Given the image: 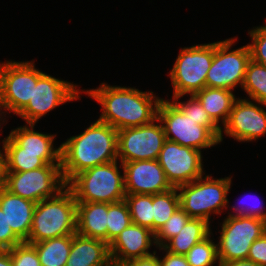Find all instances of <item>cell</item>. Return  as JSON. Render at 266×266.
I'll list each match as a JSON object with an SVG mask.
<instances>
[{
	"label": "cell",
	"instance_id": "31",
	"mask_svg": "<svg viewBox=\"0 0 266 266\" xmlns=\"http://www.w3.org/2000/svg\"><path fill=\"white\" fill-rule=\"evenodd\" d=\"M212 235L213 232H211L202 241L196 243L185 254L186 260L190 266H218L219 259L217 244L212 240Z\"/></svg>",
	"mask_w": 266,
	"mask_h": 266
},
{
	"label": "cell",
	"instance_id": "29",
	"mask_svg": "<svg viewBox=\"0 0 266 266\" xmlns=\"http://www.w3.org/2000/svg\"><path fill=\"white\" fill-rule=\"evenodd\" d=\"M132 223L153 231V195L126 194Z\"/></svg>",
	"mask_w": 266,
	"mask_h": 266
},
{
	"label": "cell",
	"instance_id": "22",
	"mask_svg": "<svg viewBox=\"0 0 266 266\" xmlns=\"http://www.w3.org/2000/svg\"><path fill=\"white\" fill-rule=\"evenodd\" d=\"M193 96L220 128L227 123L233 104L238 98L232 90L211 87H204Z\"/></svg>",
	"mask_w": 266,
	"mask_h": 266
},
{
	"label": "cell",
	"instance_id": "39",
	"mask_svg": "<svg viewBox=\"0 0 266 266\" xmlns=\"http://www.w3.org/2000/svg\"><path fill=\"white\" fill-rule=\"evenodd\" d=\"M123 266H161L157 252L143 258H135L123 264Z\"/></svg>",
	"mask_w": 266,
	"mask_h": 266
},
{
	"label": "cell",
	"instance_id": "5",
	"mask_svg": "<svg viewBox=\"0 0 266 266\" xmlns=\"http://www.w3.org/2000/svg\"><path fill=\"white\" fill-rule=\"evenodd\" d=\"M232 178H214L212 174H205L197 180L178 186L180 207L191 218L206 220L211 225V215H220L227 209Z\"/></svg>",
	"mask_w": 266,
	"mask_h": 266
},
{
	"label": "cell",
	"instance_id": "8",
	"mask_svg": "<svg viewBox=\"0 0 266 266\" xmlns=\"http://www.w3.org/2000/svg\"><path fill=\"white\" fill-rule=\"evenodd\" d=\"M237 37L214 42V57L207 72L206 87L234 91L243 85L250 58L248 45L231 49Z\"/></svg>",
	"mask_w": 266,
	"mask_h": 266
},
{
	"label": "cell",
	"instance_id": "9",
	"mask_svg": "<svg viewBox=\"0 0 266 266\" xmlns=\"http://www.w3.org/2000/svg\"><path fill=\"white\" fill-rule=\"evenodd\" d=\"M66 185L61 163L25 172H4V187L12 194L35 203L56 196Z\"/></svg>",
	"mask_w": 266,
	"mask_h": 266
},
{
	"label": "cell",
	"instance_id": "15",
	"mask_svg": "<svg viewBox=\"0 0 266 266\" xmlns=\"http://www.w3.org/2000/svg\"><path fill=\"white\" fill-rule=\"evenodd\" d=\"M265 107V108H264ZM237 142L256 141L266 134V105L246 99L237 98L233 104L227 123L221 128L219 144L224 135Z\"/></svg>",
	"mask_w": 266,
	"mask_h": 266
},
{
	"label": "cell",
	"instance_id": "28",
	"mask_svg": "<svg viewBox=\"0 0 266 266\" xmlns=\"http://www.w3.org/2000/svg\"><path fill=\"white\" fill-rule=\"evenodd\" d=\"M182 97L184 96L172 97L170 100L183 114L197 121L198 125L204 126L219 141L221 128L209 117L200 102L193 95H190L187 101H180Z\"/></svg>",
	"mask_w": 266,
	"mask_h": 266
},
{
	"label": "cell",
	"instance_id": "3",
	"mask_svg": "<svg viewBox=\"0 0 266 266\" xmlns=\"http://www.w3.org/2000/svg\"><path fill=\"white\" fill-rule=\"evenodd\" d=\"M77 201L66 186L56 196L36 203L26 243H37L76 233Z\"/></svg>",
	"mask_w": 266,
	"mask_h": 266
},
{
	"label": "cell",
	"instance_id": "30",
	"mask_svg": "<svg viewBox=\"0 0 266 266\" xmlns=\"http://www.w3.org/2000/svg\"><path fill=\"white\" fill-rule=\"evenodd\" d=\"M131 223L132 219L125 200L108 203L107 244L109 245Z\"/></svg>",
	"mask_w": 266,
	"mask_h": 266
},
{
	"label": "cell",
	"instance_id": "34",
	"mask_svg": "<svg viewBox=\"0 0 266 266\" xmlns=\"http://www.w3.org/2000/svg\"><path fill=\"white\" fill-rule=\"evenodd\" d=\"M266 20V19H265ZM252 43H248L250 58L266 68V25L248 30Z\"/></svg>",
	"mask_w": 266,
	"mask_h": 266
},
{
	"label": "cell",
	"instance_id": "14",
	"mask_svg": "<svg viewBox=\"0 0 266 266\" xmlns=\"http://www.w3.org/2000/svg\"><path fill=\"white\" fill-rule=\"evenodd\" d=\"M203 151L166 140L157 161L172 187L190 183L206 174Z\"/></svg>",
	"mask_w": 266,
	"mask_h": 266
},
{
	"label": "cell",
	"instance_id": "43",
	"mask_svg": "<svg viewBox=\"0 0 266 266\" xmlns=\"http://www.w3.org/2000/svg\"><path fill=\"white\" fill-rule=\"evenodd\" d=\"M5 117H6V116H5L4 112H3V109H2V106H1V102H0V132L2 131V130H1V128H2L1 125H4L5 122L7 123ZM1 123H2V124H1Z\"/></svg>",
	"mask_w": 266,
	"mask_h": 266
},
{
	"label": "cell",
	"instance_id": "17",
	"mask_svg": "<svg viewBox=\"0 0 266 266\" xmlns=\"http://www.w3.org/2000/svg\"><path fill=\"white\" fill-rule=\"evenodd\" d=\"M157 248L155 233L148 228L131 223L109 244L110 258L113 264L125 262L154 254L151 247Z\"/></svg>",
	"mask_w": 266,
	"mask_h": 266
},
{
	"label": "cell",
	"instance_id": "13",
	"mask_svg": "<svg viewBox=\"0 0 266 266\" xmlns=\"http://www.w3.org/2000/svg\"><path fill=\"white\" fill-rule=\"evenodd\" d=\"M166 141L164 128L158 118L151 123L118 130V160L122 163L155 160Z\"/></svg>",
	"mask_w": 266,
	"mask_h": 266
},
{
	"label": "cell",
	"instance_id": "20",
	"mask_svg": "<svg viewBox=\"0 0 266 266\" xmlns=\"http://www.w3.org/2000/svg\"><path fill=\"white\" fill-rule=\"evenodd\" d=\"M109 245L100 239L72 235L71 250L65 266H110Z\"/></svg>",
	"mask_w": 266,
	"mask_h": 266
},
{
	"label": "cell",
	"instance_id": "21",
	"mask_svg": "<svg viewBox=\"0 0 266 266\" xmlns=\"http://www.w3.org/2000/svg\"><path fill=\"white\" fill-rule=\"evenodd\" d=\"M108 203L77 202L76 233L107 243Z\"/></svg>",
	"mask_w": 266,
	"mask_h": 266
},
{
	"label": "cell",
	"instance_id": "23",
	"mask_svg": "<svg viewBox=\"0 0 266 266\" xmlns=\"http://www.w3.org/2000/svg\"><path fill=\"white\" fill-rule=\"evenodd\" d=\"M35 126L25 124L11 129L9 136L22 148V152L61 153V146L55 147L53 143L56 135L35 131Z\"/></svg>",
	"mask_w": 266,
	"mask_h": 266
},
{
	"label": "cell",
	"instance_id": "24",
	"mask_svg": "<svg viewBox=\"0 0 266 266\" xmlns=\"http://www.w3.org/2000/svg\"><path fill=\"white\" fill-rule=\"evenodd\" d=\"M211 226L206 220L191 218L163 248L172 254L185 255L196 243L212 232Z\"/></svg>",
	"mask_w": 266,
	"mask_h": 266
},
{
	"label": "cell",
	"instance_id": "11",
	"mask_svg": "<svg viewBox=\"0 0 266 266\" xmlns=\"http://www.w3.org/2000/svg\"><path fill=\"white\" fill-rule=\"evenodd\" d=\"M217 237L219 262L247 259L253 242L266 232V222L249 216L224 217Z\"/></svg>",
	"mask_w": 266,
	"mask_h": 266
},
{
	"label": "cell",
	"instance_id": "7",
	"mask_svg": "<svg viewBox=\"0 0 266 266\" xmlns=\"http://www.w3.org/2000/svg\"><path fill=\"white\" fill-rule=\"evenodd\" d=\"M33 61L0 62V102L5 116L18 115L29 103L33 83L43 74Z\"/></svg>",
	"mask_w": 266,
	"mask_h": 266
},
{
	"label": "cell",
	"instance_id": "32",
	"mask_svg": "<svg viewBox=\"0 0 266 266\" xmlns=\"http://www.w3.org/2000/svg\"><path fill=\"white\" fill-rule=\"evenodd\" d=\"M190 219L191 217L179 207L155 233L157 247H163L171 238L176 236Z\"/></svg>",
	"mask_w": 266,
	"mask_h": 266
},
{
	"label": "cell",
	"instance_id": "36",
	"mask_svg": "<svg viewBox=\"0 0 266 266\" xmlns=\"http://www.w3.org/2000/svg\"><path fill=\"white\" fill-rule=\"evenodd\" d=\"M23 241L12 231L5 214L0 208V250H9Z\"/></svg>",
	"mask_w": 266,
	"mask_h": 266
},
{
	"label": "cell",
	"instance_id": "2",
	"mask_svg": "<svg viewBox=\"0 0 266 266\" xmlns=\"http://www.w3.org/2000/svg\"><path fill=\"white\" fill-rule=\"evenodd\" d=\"M118 130L98 119L61 146V171L67 184L75 175L118 160Z\"/></svg>",
	"mask_w": 266,
	"mask_h": 266
},
{
	"label": "cell",
	"instance_id": "4",
	"mask_svg": "<svg viewBox=\"0 0 266 266\" xmlns=\"http://www.w3.org/2000/svg\"><path fill=\"white\" fill-rule=\"evenodd\" d=\"M119 162L116 160L84 170L75 175L66 186L72 191L77 202L122 201L126 191L124 168L122 162Z\"/></svg>",
	"mask_w": 266,
	"mask_h": 266
},
{
	"label": "cell",
	"instance_id": "33",
	"mask_svg": "<svg viewBox=\"0 0 266 266\" xmlns=\"http://www.w3.org/2000/svg\"><path fill=\"white\" fill-rule=\"evenodd\" d=\"M247 195L244 196V199L242 197L241 200L239 201V203L237 202V206L235 204V206L233 205V206L230 207L229 206L230 205L229 204V200H228L227 209L228 210H231V209L233 210V213L232 212H230V213L228 212V216H234V217L249 216V217L261 219V220L266 222V211L263 210L264 209V207L262 205L263 202H260L259 201L260 200L259 197L258 196L256 197V195H251V194H250V196H247ZM245 198H246V200L250 199V201L252 199L253 202L251 204L250 203L247 204V201L245 200Z\"/></svg>",
	"mask_w": 266,
	"mask_h": 266
},
{
	"label": "cell",
	"instance_id": "37",
	"mask_svg": "<svg viewBox=\"0 0 266 266\" xmlns=\"http://www.w3.org/2000/svg\"><path fill=\"white\" fill-rule=\"evenodd\" d=\"M247 259L259 266H266V232L253 242Z\"/></svg>",
	"mask_w": 266,
	"mask_h": 266
},
{
	"label": "cell",
	"instance_id": "25",
	"mask_svg": "<svg viewBox=\"0 0 266 266\" xmlns=\"http://www.w3.org/2000/svg\"><path fill=\"white\" fill-rule=\"evenodd\" d=\"M29 244L36 249L41 266H65L71 250L72 235Z\"/></svg>",
	"mask_w": 266,
	"mask_h": 266
},
{
	"label": "cell",
	"instance_id": "12",
	"mask_svg": "<svg viewBox=\"0 0 266 266\" xmlns=\"http://www.w3.org/2000/svg\"><path fill=\"white\" fill-rule=\"evenodd\" d=\"M157 118L164 128L168 141L200 151L219 144L204 126L198 125L197 121L183 114L170 99H161Z\"/></svg>",
	"mask_w": 266,
	"mask_h": 266
},
{
	"label": "cell",
	"instance_id": "10",
	"mask_svg": "<svg viewBox=\"0 0 266 266\" xmlns=\"http://www.w3.org/2000/svg\"><path fill=\"white\" fill-rule=\"evenodd\" d=\"M73 82L65 81L43 73L33 83V93L28 105L17 115L22 117L26 124H36L56 107L77 101L83 90Z\"/></svg>",
	"mask_w": 266,
	"mask_h": 266
},
{
	"label": "cell",
	"instance_id": "40",
	"mask_svg": "<svg viewBox=\"0 0 266 266\" xmlns=\"http://www.w3.org/2000/svg\"><path fill=\"white\" fill-rule=\"evenodd\" d=\"M218 266H259V265L248 259H243L236 261L219 262Z\"/></svg>",
	"mask_w": 266,
	"mask_h": 266
},
{
	"label": "cell",
	"instance_id": "6",
	"mask_svg": "<svg viewBox=\"0 0 266 266\" xmlns=\"http://www.w3.org/2000/svg\"><path fill=\"white\" fill-rule=\"evenodd\" d=\"M168 76L172 97L194 95L206 87V77L214 57V42L180 48Z\"/></svg>",
	"mask_w": 266,
	"mask_h": 266
},
{
	"label": "cell",
	"instance_id": "16",
	"mask_svg": "<svg viewBox=\"0 0 266 266\" xmlns=\"http://www.w3.org/2000/svg\"><path fill=\"white\" fill-rule=\"evenodd\" d=\"M126 194L153 195L169 191L173 187L167 181L157 159L122 163Z\"/></svg>",
	"mask_w": 266,
	"mask_h": 266
},
{
	"label": "cell",
	"instance_id": "41",
	"mask_svg": "<svg viewBox=\"0 0 266 266\" xmlns=\"http://www.w3.org/2000/svg\"><path fill=\"white\" fill-rule=\"evenodd\" d=\"M0 266H13L9 250H0Z\"/></svg>",
	"mask_w": 266,
	"mask_h": 266
},
{
	"label": "cell",
	"instance_id": "38",
	"mask_svg": "<svg viewBox=\"0 0 266 266\" xmlns=\"http://www.w3.org/2000/svg\"><path fill=\"white\" fill-rule=\"evenodd\" d=\"M156 249H159V251H163L162 254L165 253V255L158 256L161 266H190V264L187 262L185 255H176L169 253L166 251L163 247H157Z\"/></svg>",
	"mask_w": 266,
	"mask_h": 266
},
{
	"label": "cell",
	"instance_id": "19",
	"mask_svg": "<svg viewBox=\"0 0 266 266\" xmlns=\"http://www.w3.org/2000/svg\"><path fill=\"white\" fill-rule=\"evenodd\" d=\"M4 172H25L61 163V153L22 152V148L8 135L2 139Z\"/></svg>",
	"mask_w": 266,
	"mask_h": 266
},
{
	"label": "cell",
	"instance_id": "27",
	"mask_svg": "<svg viewBox=\"0 0 266 266\" xmlns=\"http://www.w3.org/2000/svg\"><path fill=\"white\" fill-rule=\"evenodd\" d=\"M179 207L177 187L163 193L153 194V232L156 233Z\"/></svg>",
	"mask_w": 266,
	"mask_h": 266
},
{
	"label": "cell",
	"instance_id": "35",
	"mask_svg": "<svg viewBox=\"0 0 266 266\" xmlns=\"http://www.w3.org/2000/svg\"><path fill=\"white\" fill-rule=\"evenodd\" d=\"M13 266H41L36 249L22 242L9 249Z\"/></svg>",
	"mask_w": 266,
	"mask_h": 266
},
{
	"label": "cell",
	"instance_id": "18",
	"mask_svg": "<svg viewBox=\"0 0 266 266\" xmlns=\"http://www.w3.org/2000/svg\"><path fill=\"white\" fill-rule=\"evenodd\" d=\"M36 203L12 194L4 186L0 187V208L12 231L23 241L28 240Z\"/></svg>",
	"mask_w": 266,
	"mask_h": 266
},
{
	"label": "cell",
	"instance_id": "1",
	"mask_svg": "<svg viewBox=\"0 0 266 266\" xmlns=\"http://www.w3.org/2000/svg\"><path fill=\"white\" fill-rule=\"evenodd\" d=\"M83 93L101 105L98 120L117 130L142 126L157 118V109L162 98L153 91L135 87L111 86L100 83L95 89H83Z\"/></svg>",
	"mask_w": 266,
	"mask_h": 266
},
{
	"label": "cell",
	"instance_id": "42",
	"mask_svg": "<svg viewBox=\"0 0 266 266\" xmlns=\"http://www.w3.org/2000/svg\"><path fill=\"white\" fill-rule=\"evenodd\" d=\"M4 186V155L0 148V187Z\"/></svg>",
	"mask_w": 266,
	"mask_h": 266
},
{
	"label": "cell",
	"instance_id": "26",
	"mask_svg": "<svg viewBox=\"0 0 266 266\" xmlns=\"http://www.w3.org/2000/svg\"><path fill=\"white\" fill-rule=\"evenodd\" d=\"M242 91L246 92V99L266 105V68L260 63L249 60Z\"/></svg>",
	"mask_w": 266,
	"mask_h": 266
}]
</instances>
